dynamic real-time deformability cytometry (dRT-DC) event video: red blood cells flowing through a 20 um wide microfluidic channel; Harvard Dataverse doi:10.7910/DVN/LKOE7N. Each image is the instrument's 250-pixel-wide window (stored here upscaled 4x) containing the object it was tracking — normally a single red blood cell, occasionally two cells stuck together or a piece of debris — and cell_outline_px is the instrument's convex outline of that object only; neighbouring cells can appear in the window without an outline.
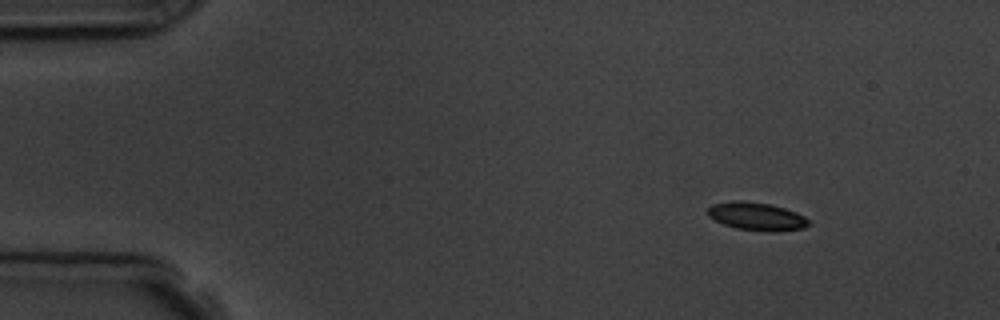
{"species": "common noctule bat (a hibernating species)", "species_latin": "Nyctalus noctula", "temperature_condition": "room temperature", "stored_images_in_passage": 3, "camera_frame_rate_fps": 3000, "um_per_image_px": 0.085, "animal": {"sex": "male", "body_mass_g": 19.5, "forearm_length_mm": 54.6}, "frame": {"image": 1, "passage_image": 1, "time_ms": 0.0, "image_size_px": [1000, 320], "cell_outline_px": [[812, 224], [804, 228], [776, 232], [768, 232], [736, 228], [724, 224], [708, 216], [708, 208], [712, 204], [732, 200], [740, 200], [768, 204], [784, 208], [796, 212], [804, 216]], "centroid_in_image_um": [64.33, 18.4], "position_along_channel_um": 20.7, "area_um2": 16.53}}
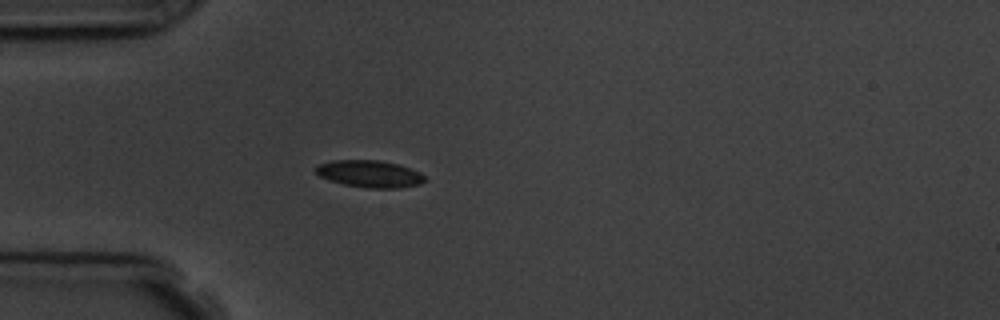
{"frame": {"image": 2, "passage_image": 3, "time_ms": 3.0, "image_size_px": [1000, 320], "cell_outline_px": [[424, 180], [420, 184], [400, 188], [368, 188], [344, 184], [320, 176], [316, 172], [316, 168], [320, 164], [332, 160], [376, 160], [400, 164], [420, 172], [424, 176]], "centroid_in_image_um": [31.46, 14.77], "position_along_channel_um": 53.5, "area_um2": 16.99}}